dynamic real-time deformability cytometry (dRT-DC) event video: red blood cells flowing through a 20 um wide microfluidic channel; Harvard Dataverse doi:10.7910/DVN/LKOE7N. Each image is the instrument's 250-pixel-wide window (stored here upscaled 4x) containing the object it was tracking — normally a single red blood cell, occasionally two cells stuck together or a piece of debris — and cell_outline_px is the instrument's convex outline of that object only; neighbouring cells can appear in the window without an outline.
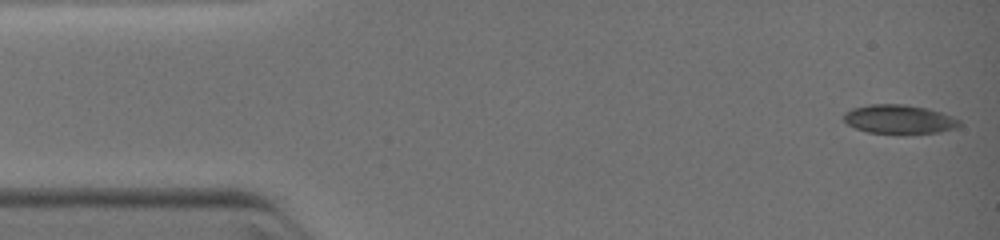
{"species": "common noctule bat (a hibernating species)", "species_latin": "Nyctalus noctula", "temperature_condition": "warm", "stored_images_in_passage": 11, "camera_frame_rate_fps": 3000, "um_per_image_px": 0.085, "animal": {"sex": "female", "body_mass_g": 19.0, "forearm_length_mm": 51.5}, "frame": {"image": 1, "passage_image": 1, "time_ms": 0.0, "image_size_px": [1000, 240], "cell_outline_px": [[960, 124], [956, 128], [940, 132], [904, 136], [868, 132], [856, 128], [848, 124], [844, 120], [844, 112], [852, 108], [868, 104], [904, 104], [928, 108], [952, 116], [960, 120]], "centroid_in_image_um": [76.44, 10.17], "position_along_channel_um": 8.6, "area_um2": 20.17}}
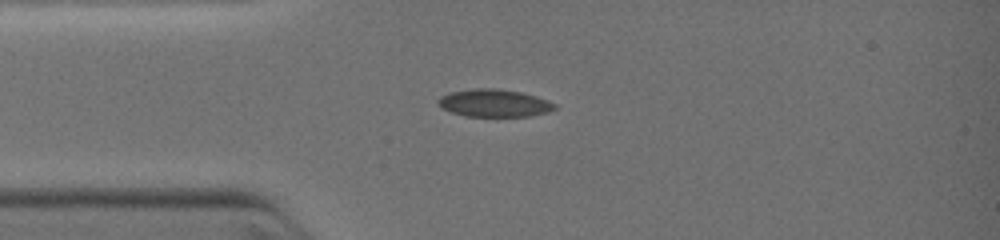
{"frame": {"image": 2, "passage_image": 9, "time_ms": 2.667, "image_size_px": [1000, 240], "cell_outline_px": [[556, 108], [548, 112], [532, 116], [464, 116], [440, 108], [436, 100], [440, 96], [448, 92], [472, 88], [496, 88], [520, 92], [536, 96], [548, 100], [556, 104]], "centroid_in_image_um": [41.97, 8.75], "position_along_channel_um": 43.0, "area_um2": 18.96}}